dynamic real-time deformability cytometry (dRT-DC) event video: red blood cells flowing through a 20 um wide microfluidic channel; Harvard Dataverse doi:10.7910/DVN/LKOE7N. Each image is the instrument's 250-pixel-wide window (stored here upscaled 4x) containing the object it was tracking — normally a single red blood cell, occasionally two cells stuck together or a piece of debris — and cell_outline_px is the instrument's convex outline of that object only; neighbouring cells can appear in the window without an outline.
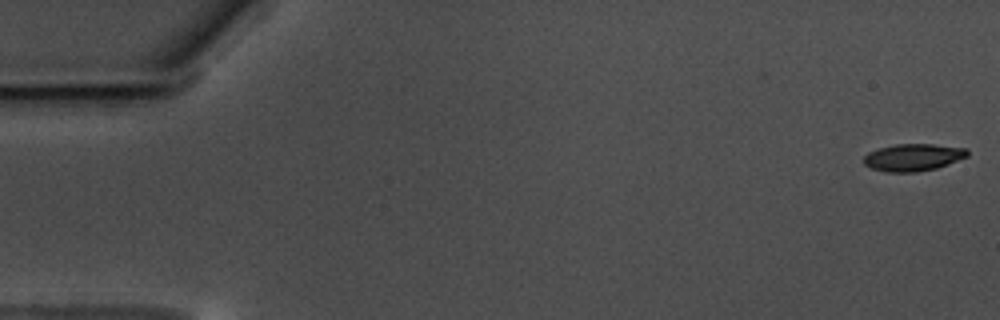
{"species": "common noctule bat (a hibernating species)", "species_latin": "Nyctalus noctula", "temperature_condition": "warm", "stored_images_in_passage": 58, "camera_frame_rate_fps": 3000, "um_per_image_px": 0.085, "animal": {"sex": "male", "body_mass_g": 17.5, "forearm_length_mm": 52.3}, "frame": {"image": 1, "passage_image": 1, "time_ms": 0.0, "image_size_px": [1000, 320], "cell_outline_px": [[968, 156], [936, 168], [916, 172], [884, 172], [872, 168], [864, 164], [864, 156], [868, 152], [880, 148], [896, 144], [932, 144], [968, 148]], "centroid_in_image_um": [77.61, 13.37], "position_along_channel_um": 7.4, "area_um2": 16.36}}
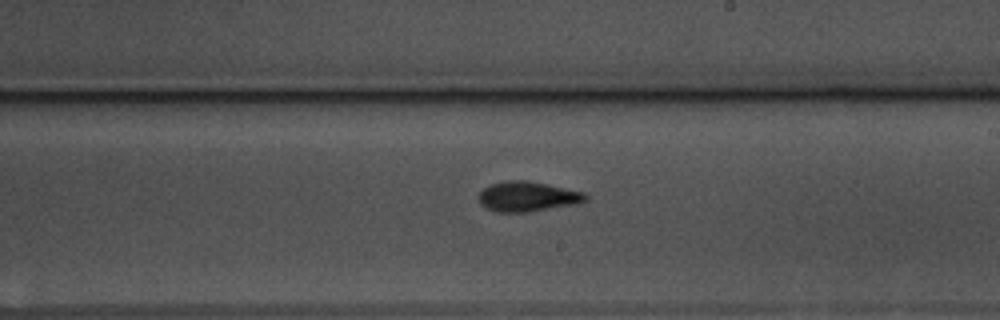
{"frame": {"image": 2, "passage_image": 34, "time_ms": 11.0, "image_size_px": [1000, 320], "cell_outline_px": [[588, 200], [580, 204], [528, 212], [496, 212], [480, 204], [480, 192], [484, 188], [492, 184], [508, 180], [528, 180], [548, 184], [584, 192], [588, 196]], "centroid_in_image_um": [44.91, 16.71], "position_along_channel_um": 244.1, "area_um2": 18.79}}
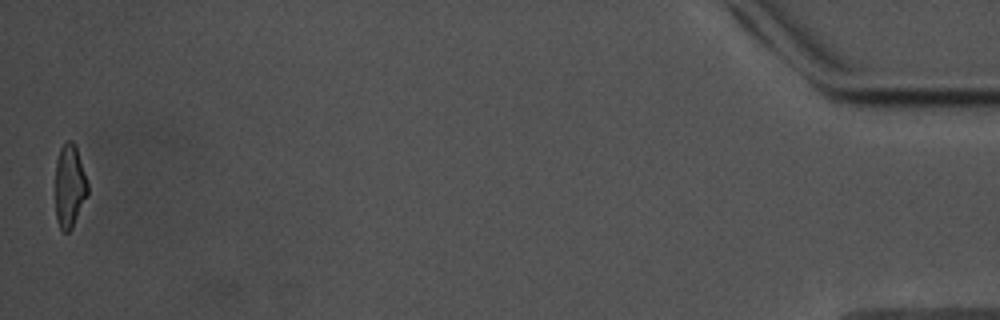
{"frame": {"image": 3, "passage_image": 58, "time_ms": 19.0, "image_size_px": [1000, 320], "cell_outline_px": [[88, 196], [72, 228], [68, 232], [64, 232], [60, 228], [56, 220], [56, 160], [60, 148], [68, 140], [72, 140], [76, 144], [88, 184]], "centroid_in_image_um": [5.93, 15.81], "position_along_channel_um": 429.3, "area_um2": 15.84}, "authors_computed_cell_mechanics": {"area_um2": 17.1377, "velocity_mm_per_s": 3.521, "shape_relaxation_time_tau1_ms": 4.2658, "shape_relaxation_time_tau2_ms": 6.3353, "deformation_change_tau1": 0.1556, "deformation_change_tau2": 0.1528}}